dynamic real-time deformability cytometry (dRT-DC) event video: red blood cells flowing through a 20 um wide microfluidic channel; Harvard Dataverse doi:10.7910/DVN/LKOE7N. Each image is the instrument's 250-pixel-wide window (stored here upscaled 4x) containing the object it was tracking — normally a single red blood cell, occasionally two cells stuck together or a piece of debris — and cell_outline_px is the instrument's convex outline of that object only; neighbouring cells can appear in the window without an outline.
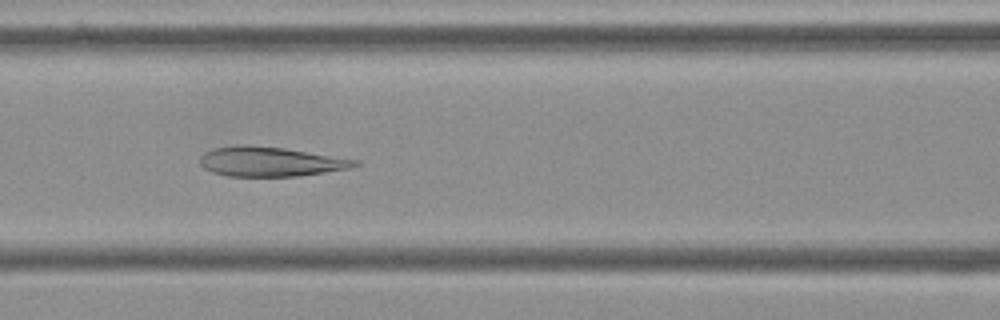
{"species": "Egyptian fruit bat (a non-hibernating species)", "species_latin": "Rousettus aegyptiacus", "temperature_condition": "cold", "stored_images_in_passage": 7, "camera_frame_rate_fps": 3000, "um_per_image_px": 0.085, "frame": {"image": 1, "passage_image": 6, "time_ms": 1.667, "image_size_px": [1000, 320], "cell_outline_px": [[360, 164], [352, 168], [296, 176], [228, 176], [212, 172], [204, 168], [200, 164], [200, 156], [204, 152], [216, 148], [236, 144], [244, 144], [284, 148], [360, 160]], "centroid_in_image_um": [22.98, 13.73], "position_along_channel_um": 143.6, "area_um2": 26.76}}
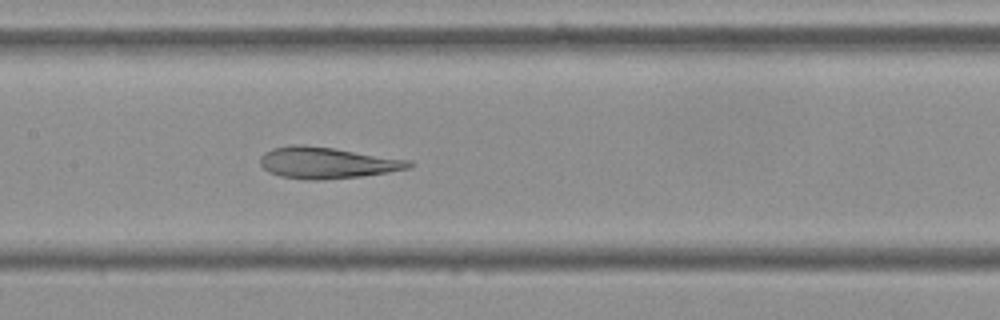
{"frame": {"image": 2, "passage_image": 7, "time_ms": 2.0, "image_size_px": [1000, 320], "cell_outline_px": [[412, 164], [408, 168], [388, 172], [360, 176], [320, 180], [308, 180], [280, 176], [268, 172], [260, 164], [260, 156], [264, 152], [272, 148], [292, 144], [304, 144], [332, 148], [412, 160]], "centroid_in_image_um": [27.75, 13.83], "position_along_channel_um": 179.7, "area_um2": 27.17}}